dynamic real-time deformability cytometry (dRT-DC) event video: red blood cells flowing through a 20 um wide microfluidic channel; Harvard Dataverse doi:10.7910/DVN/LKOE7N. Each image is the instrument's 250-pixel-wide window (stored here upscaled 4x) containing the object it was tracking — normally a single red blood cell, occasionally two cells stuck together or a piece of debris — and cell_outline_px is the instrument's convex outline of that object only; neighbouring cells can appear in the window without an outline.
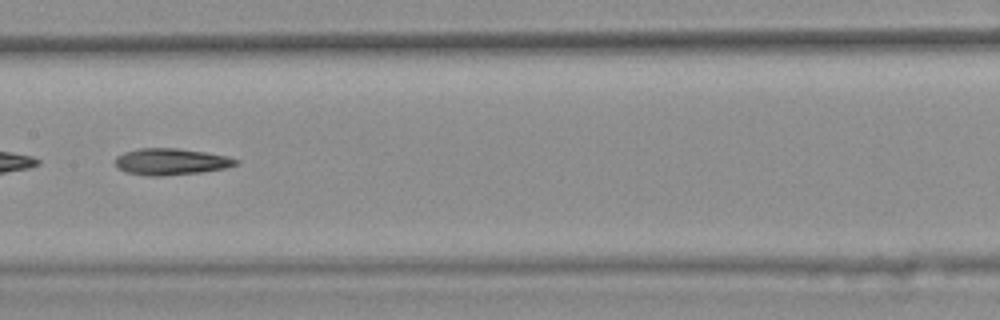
{"species": "common noctule bat (a hibernating species)", "species_latin": "Nyctalus noctula", "temperature_condition": "warm", "stored_images_in_passage": 47, "camera_frame_rate_fps": 3000, "um_per_image_px": 0.085, "animal": {"sex": "female", "body_mass_g": 25.1}, "frame": {"image": 1, "passage_image": 27, "time_ms": 8.667, "image_size_px": [1000, 320], "cell_outline_px": [[240, 164], [224, 168], [200, 172], [160, 176], [148, 176], [128, 172], [120, 168], [116, 164], [116, 156], [124, 152], [136, 148], [176, 148], [204, 152], [224, 156], [240, 160]], "centroid_in_image_um": [14.54, 13.73], "position_along_channel_um": 192.9, "area_um2": 18.44}}